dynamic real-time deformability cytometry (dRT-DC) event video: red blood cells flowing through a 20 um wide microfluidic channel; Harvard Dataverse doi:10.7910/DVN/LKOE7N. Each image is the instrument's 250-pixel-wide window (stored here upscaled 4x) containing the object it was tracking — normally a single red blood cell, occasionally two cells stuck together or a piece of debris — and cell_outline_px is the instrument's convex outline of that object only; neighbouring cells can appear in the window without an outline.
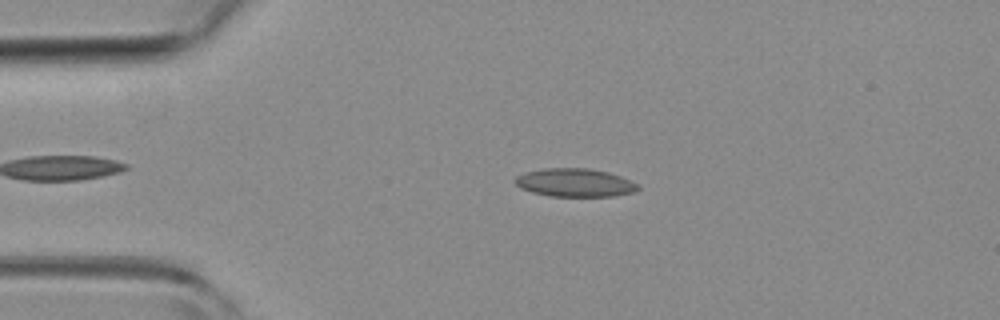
{"species": "common noctule bat (a hibernating species)", "species_latin": "Nyctalus noctula", "temperature_condition": "room temperature", "stored_images_in_passage": 42, "camera_frame_rate_fps": 3000, "um_per_image_px": 0.085, "animal": {"sex": "female", "body_mass_g": 19.3, "forearm_length_mm": 54.1}, "frame": {"image": 1, "passage_image": 9, "time_ms": 2.667, "image_size_px": [1000, 320], "cell_outline_px": [[640, 188], [636, 192], [616, 196], [548, 196], [532, 192], [520, 188], [512, 180], [516, 176], [524, 172], [544, 168], [588, 168], [608, 172], [620, 176], [640, 184]], "centroid_in_image_um": [48.87, 15.53], "position_along_channel_um": 36.1, "area_um2": 20.52}}
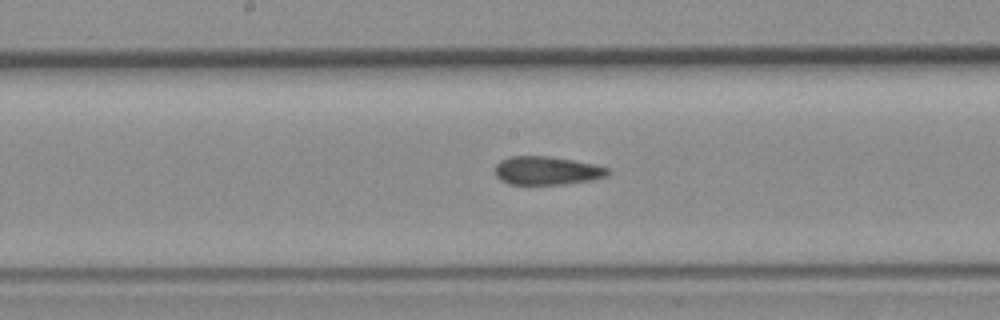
{"frame": {"image": 2, "passage_image": 23, "time_ms": 7.333, "image_size_px": [1000, 320], "cell_outline_px": [[612, 172], [608, 176], [592, 180], [564, 184], [508, 184], [500, 180], [496, 176], [492, 168], [500, 160], [508, 156], [548, 156], [596, 164], [608, 168]], "centroid_in_image_um": [46.46, 14.5], "position_along_channel_um": 201.7, "area_um2": 19.02}}
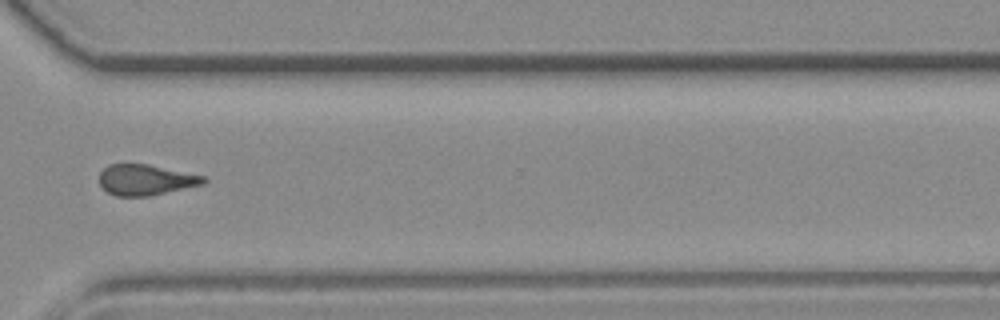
{"frame": {"image": 3, "passage_image": 34, "time_ms": 11.0, "image_size_px": [1000, 320], "cell_outline_px": [[208, 180], [204, 184], [148, 196], [116, 196], [108, 192], [100, 184], [100, 172], [108, 164], [148, 164], [208, 176]], "centroid_in_image_um": [12.43, 15.27], "position_along_channel_um": 358.2, "area_um2": 18.73}, "authors_computed_cell_mechanics": {"area_um2": 19.5653, "velocity_mm_per_s": 4.2743, "shape_relaxation_time_tau1_ms": null, "shape_relaxation_time_tau2_ms": 2.8769, "deformation_change_tau1": null, "deformation_change_tau2": 0.1217}}